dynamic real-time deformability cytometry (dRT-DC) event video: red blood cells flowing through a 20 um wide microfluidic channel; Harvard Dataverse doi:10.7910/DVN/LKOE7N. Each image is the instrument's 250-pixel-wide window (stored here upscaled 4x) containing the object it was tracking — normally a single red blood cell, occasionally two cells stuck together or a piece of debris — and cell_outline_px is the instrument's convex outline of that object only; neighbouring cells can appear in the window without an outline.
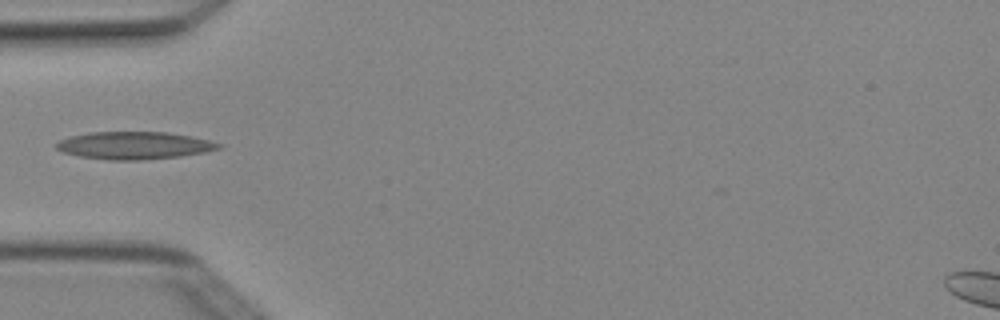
{"species": "Egyptian fruit bat (a non-hibernating species)", "species_latin": "Rousettus aegyptiacus", "temperature_condition": "cold", "stored_images_in_passage": 4, "camera_frame_rate_fps": 3000, "um_per_image_px": 0.085, "animal": {"sex": "female"}, "frame": {"image": 1, "passage_image": 2, "time_ms": 0.333, "image_size_px": [1000, 320], "cell_outline_px": [[224, 144], [220, 148], [204, 152], [180, 156], [140, 160], [108, 160], [80, 156], [64, 152], [56, 148], [56, 144], [60, 140], [72, 136], [88, 132], [168, 132], [208, 140]], "centroid_in_image_um": [11.41, 12.36], "position_along_channel_um": 73.6, "area_um2": 25.78}}
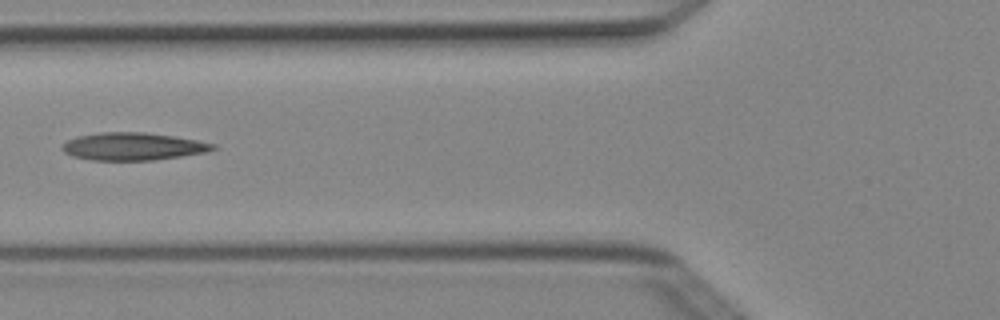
{"frame": {"image": 2, "passage_image": 3, "time_ms": 0.667, "image_size_px": [1000, 320], "cell_outline_px": [[216, 148], [208, 152], [156, 160], [92, 160], [72, 156], [64, 152], [60, 148], [68, 140], [76, 136], [100, 132], [144, 132], [172, 136], [196, 140], [216, 144]], "centroid_in_image_um": [11.3, 12.45], "position_along_channel_um": 114.5, "area_um2": 24.28}}
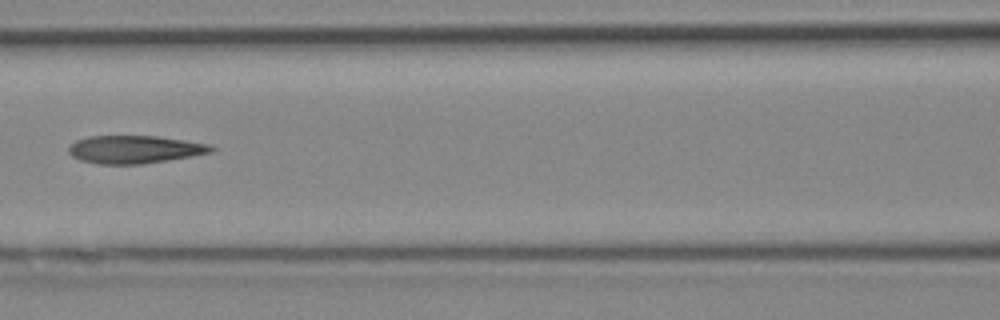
{"frame": {"image": 3, "passage_image": 4, "time_ms": 1.0, "image_size_px": [1000, 320], "cell_outline_px": [[216, 148], [212, 152], [192, 156], [144, 164], [100, 164], [80, 160], [72, 156], [68, 152], [68, 148], [76, 140], [88, 136], [156, 136], [184, 140], [208, 144]], "centroid_in_image_um": [11.44, 12.7], "position_along_channel_um": 155.2, "area_um2": 23.12}}